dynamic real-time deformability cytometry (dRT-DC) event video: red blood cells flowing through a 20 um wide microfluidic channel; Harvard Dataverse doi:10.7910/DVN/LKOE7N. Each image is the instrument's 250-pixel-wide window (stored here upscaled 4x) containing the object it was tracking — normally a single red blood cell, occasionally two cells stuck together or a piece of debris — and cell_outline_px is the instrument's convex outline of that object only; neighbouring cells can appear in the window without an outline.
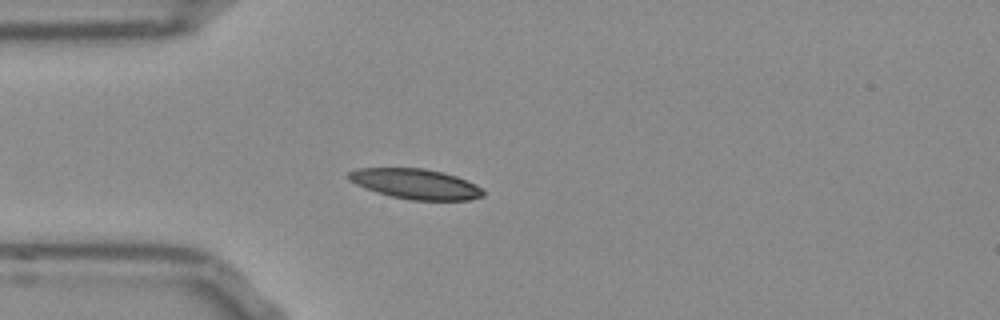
{"species": "Egyptian fruit bat (a non-hibernating species)", "species_latin": "Rousettus aegyptiacus", "temperature_condition": "room temperature", "stored_images_in_passage": 35, "camera_frame_rate_fps": 3000, "um_per_image_px": 0.085, "frame": {"image": 1, "passage_image": 1, "time_ms": 0.0, "image_size_px": [1000, 320], "cell_outline_px": [[484, 196], [468, 200], [408, 200], [376, 192], [364, 188], [348, 180], [348, 172], [356, 168], [424, 168], [444, 172], [456, 176], [476, 184], [484, 192]], "centroid_in_image_um": [35.31, 15.63], "position_along_channel_um": 49.7, "area_um2": 23.76}}
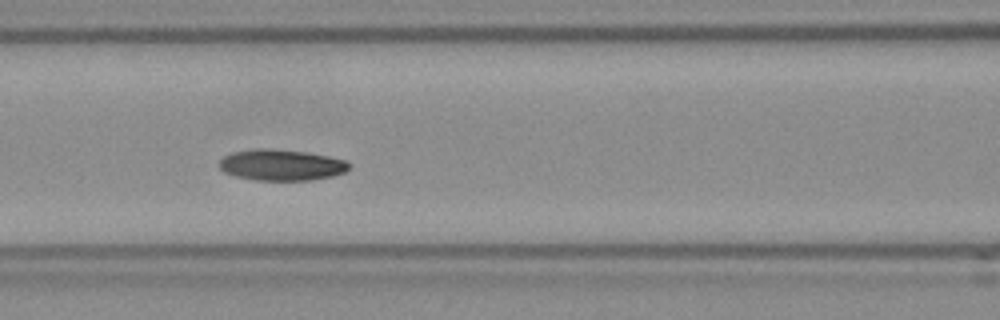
{"frame": {"image": 2, "passage_image": 9, "time_ms": 2.667, "image_size_px": [1000, 320], "cell_outline_px": [[352, 164], [344, 172], [332, 176], [312, 180], [256, 180], [236, 176], [224, 172], [216, 164], [224, 156], [232, 152], [256, 148], [264, 148], [304, 152], [328, 156], [344, 160]], "centroid_in_image_um": [23.88, 14.02], "position_along_channel_um": 142.7, "area_um2": 23.47}}
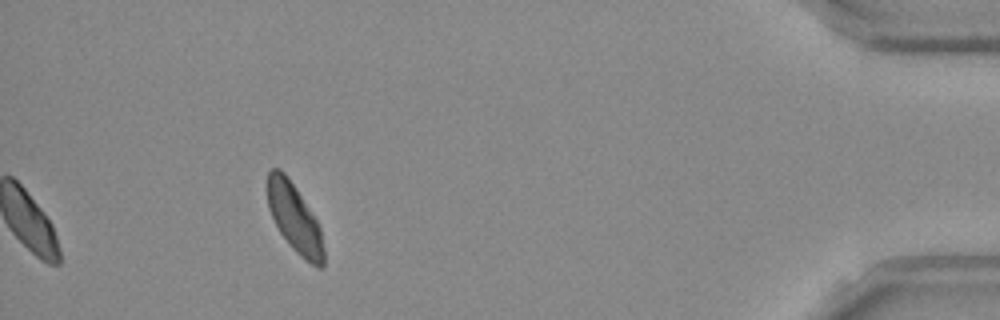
{"frame": {"image": 3, "passage_image": 35, "time_ms": 11.333, "image_size_px": [1000, 320], "cell_outline_px": [[324, 268], [316, 268], [304, 260], [288, 244], [280, 232], [268, 208], [268, 172], [272, 168], [280, 168], [284, 172], [296, 188], [316, 220], [320, 228], [324, 248]], "centroid_in_image_um": [25.05, 18.59], "position_along_channel_um": 410.1, "area_um2": 22.37}, "authors_computed_cell_mechanics": {"area_um2": 23.3512, "velocity_mm_per_s": 3.8133, "shape_relaxation_time_tau1_ms": 3.9584, "shape_relaxation_time_tau2_ms": 6.3133, "deformation_change_tau1": 0.1069, "deformation_change_tau2": 0.099}}